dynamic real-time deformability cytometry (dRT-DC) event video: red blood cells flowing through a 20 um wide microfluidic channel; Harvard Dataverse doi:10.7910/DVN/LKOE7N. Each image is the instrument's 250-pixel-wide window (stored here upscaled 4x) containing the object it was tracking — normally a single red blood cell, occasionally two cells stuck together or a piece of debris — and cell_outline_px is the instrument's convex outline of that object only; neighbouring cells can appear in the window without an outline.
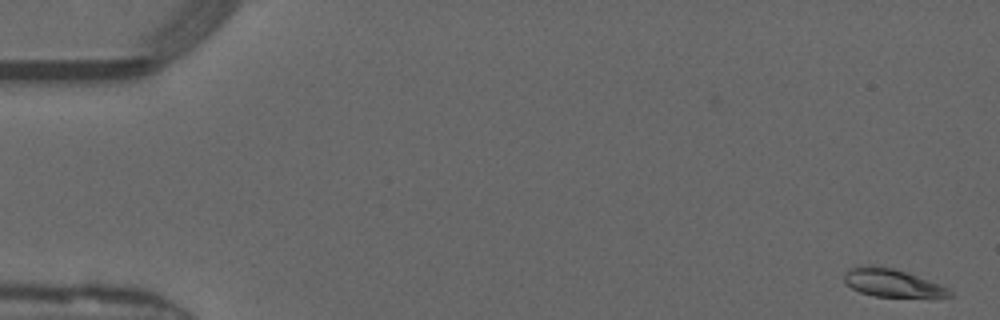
{"species": "common noctule bat (a hibernating species)", "species_latin": "Nyctalus noctula", "temperature_condition": "warm", "stored_images_in_passage": 49, "camera_frame_rate_fps": 3000, "um_per_image_px": 0.085, "animal": {"sex": "male", "forearm_length_mm": 52.5}, "frame": {"image": 1, "passage_image": 1, "time_ms": 0.0, "image_size_px": [1000, 320], "cell_outline_px": [[952, 296], [876, 296], [860, 292], [852, 288], [844, 280], [844, 276], [848, 268], [868, 264], [872, 264], [892, 268], [908, 272], [940, 284], [948, 288], [952, 292]], "centroid_in_image_um": [75.8, 24.01], "position_along_channel_um": 9.2, "area_um2": 16.94}}
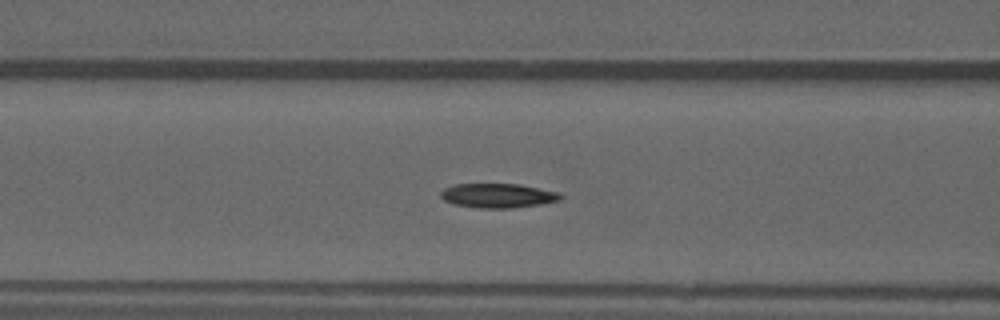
{"frame": {"image": 2, "passage_image": 20, "time_ms": 6.333, "image_size_px": [1000, 320], "cell_outline_px": [[564, 196], [560, 200], [540, 204], [512, 208], [480, 208], [456, 204], [444, 200], [440, 196], [440, 192], [444, 188], [456, 184], [520, 184], [560, 192]], "centroid_in_image_um": [42.36, 16.62], "position_along_channel_um": 124.2, "area_um2": 16.99}}
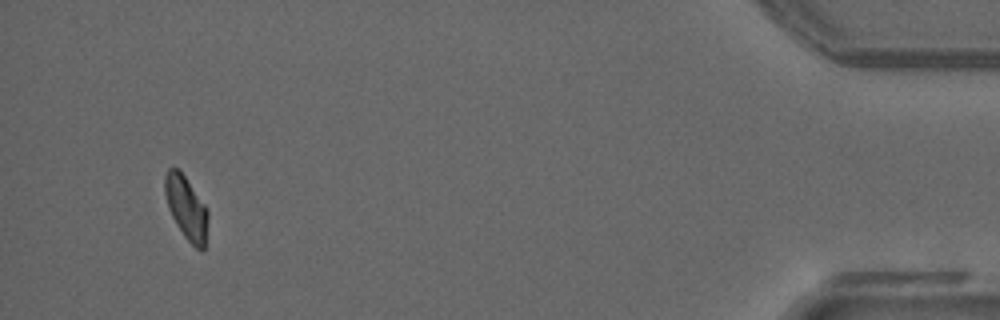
{"frame": {"image": 3, "passage_image": 47, "time_ms": 15.333, "image_size_px": [1000, 320], "cell_outline_px": [[208, 216], [204, 248], [200, 252], [184, 236], [176, 224], [168, 208], [164, 192], [164, 176], [168, 168], [176, 168], [184, 176], [208, 208]], "centroid_in_image_um": [15.83, 17.66], "position_along_channel_um": 419.4, "area_um2": 15.78}, "authors_computed_cell_mechanics": {"area_um2": 16.8776, "velocity_mm_per_s": 4.1305, "shape_relaxation_time_tau1_ms": 10.9818, "shape_relaxation_time_tau2_ms": 2.3276, "deformation_change_tau1": 0.2849, "deformation_change_tau2": 0.0653}}